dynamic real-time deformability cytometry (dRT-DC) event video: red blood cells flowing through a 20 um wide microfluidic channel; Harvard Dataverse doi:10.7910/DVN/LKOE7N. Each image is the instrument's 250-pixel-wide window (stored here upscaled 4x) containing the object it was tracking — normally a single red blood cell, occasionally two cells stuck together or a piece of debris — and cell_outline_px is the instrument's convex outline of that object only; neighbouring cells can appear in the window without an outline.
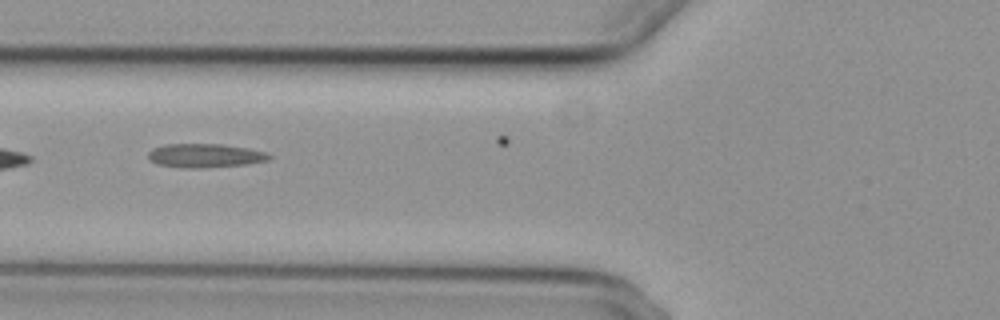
{"species": "common noctule bat (a hibernating species)", "species_latin": "Nyctalus noctula", "temperature_condition": "cold", "stored_images_in_passage": 5, "camera_frame_rate_fps": 3000, "um_per_image_px": 0.085, "animal": {"sex": "female", "body_mass_g": 29.2, "forearm_length_mm": 56.3}, "frame": {"image": 1, "passage_image": 5, "time_ms": 4.667, "image_size_px": [1000, 320], "cell_outline_px": [[272, 156], [268, 160], [244, 164], [200, 168], [188, 168], [160, 164], [152, 160], [148, 156], [148, 152], [152, 148], [164, 144], [224, 144], [248, 148], [268, 152]], "centroid_in_image_um": [17.46, 13.21], "position_along_channel_um": 108.3, "area_um2": 16.65}}